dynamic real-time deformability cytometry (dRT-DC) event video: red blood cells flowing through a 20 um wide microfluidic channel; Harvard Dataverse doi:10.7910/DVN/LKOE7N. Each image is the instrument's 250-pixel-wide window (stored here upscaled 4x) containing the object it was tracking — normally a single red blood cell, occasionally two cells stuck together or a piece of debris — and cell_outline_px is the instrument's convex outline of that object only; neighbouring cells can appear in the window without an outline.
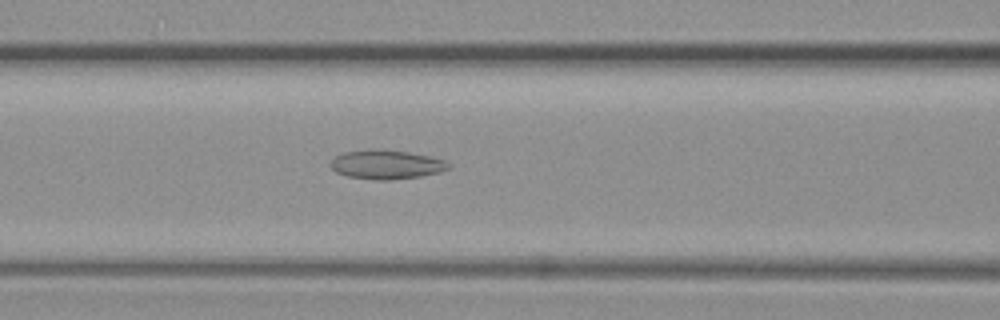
{"species": "common noctule bat (a hibernating species)", "species_latin": "Nyctalus noctula", "temperature_condition": "warm", "stored_images_in_passage": 61, "camera_frame_rate_fps": 3000, "um_per_image_px": 0.085, "animal": {"sex": "female", "body_mass_g": 19.3, "forearm_length_mm": 54.1}, "frame": {"image": 1, "passage_image": 22, "time_ms": 7.0, "image_size_px": [1000, 320], "cell_outline_px": [[452, 168], [440, 172], [420, 176], [388, 180], [376, 180], [348, 176], [336, 172], [328, 164], [336, 156], [344, 152], [368, 148], [408, 152], [432, 156], [444, 160], [452, 164]], "centroid_in_image_um": [32.87, 13.97], "position_along_channel_um": 133.7, "area_um2": 20.17}}
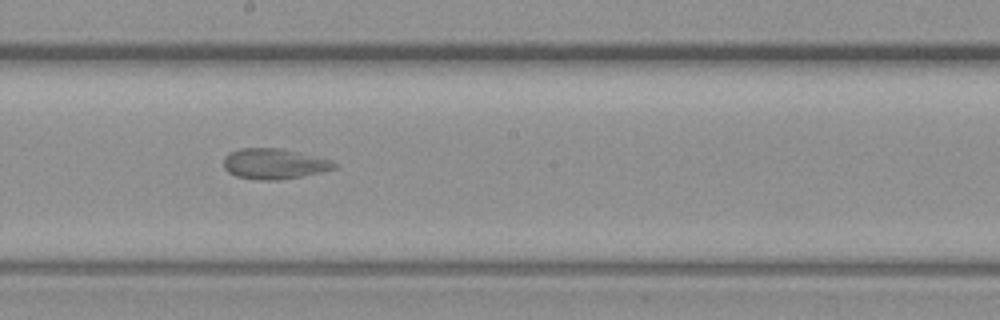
{"frame": {"image": 2, "passage_image": 31, "time_ms": 10.0, "image_size_px": [1000, 320], "cell_outline_px": [[336, 168], [304, 176], [280, 180], [256, 180], [236, 176], [228, 172], [224, 168], [224, 156], [228, 152], [240, 148], [284, 148], [332, 160], [336, 164]], "centroid_in_image_um": [23.29, 13.92], "position_along_channel_um": 224.9, "area_um2": 19.94}}
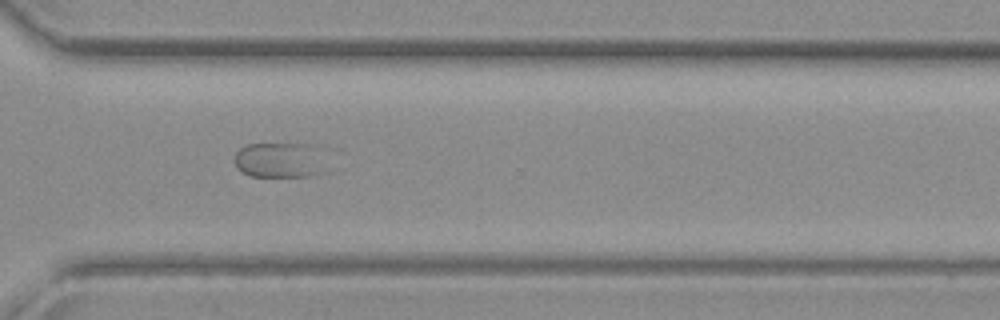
{"frame": {"image": 3, "passage_image": 43, "time_ms": 14.0, "image_size_px": [1000, 320], "cell_outline_px": [[328, 172], [312, 176], [252, 176], [236, 168], [236, 152], [240, 148], [248, 144], [316, 144]], "centroid_in_image_um": [23.84, 13.61], "position_along_channel_um": 346.8, "area_um2": 19.07}}